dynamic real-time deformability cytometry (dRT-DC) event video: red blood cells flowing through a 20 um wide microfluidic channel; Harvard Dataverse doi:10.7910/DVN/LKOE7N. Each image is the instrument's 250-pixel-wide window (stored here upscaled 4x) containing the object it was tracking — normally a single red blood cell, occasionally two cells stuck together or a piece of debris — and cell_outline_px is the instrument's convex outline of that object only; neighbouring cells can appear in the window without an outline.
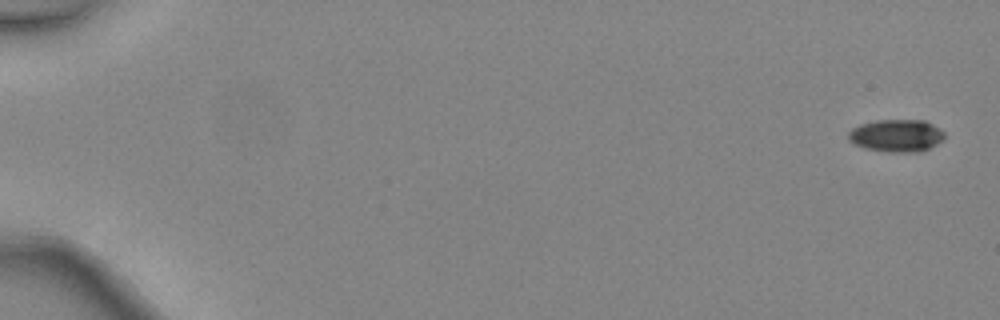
{"species": "common noctule bat (a hibernating species)", "species_latin": "Nyctalus noctula", "temperature_condition": "warm", "stored_images_in_passage": 5, "camera_frame_rate_fps": 3000, "um_per_image_px": 0.085, "animal": {"sex": "female", "body_mass_g": 24.6, "forearm_length_mm": 56.2}, "frame": {"image": 1, "passage_image": 1, "time_ms": 0.0, "image_size_px": [1000, 320], "cell_outline_px": [[944, 140], [920, 152], [888, 152], [864, 148], [848, 140], [848, 132], [852, 128], [860, 124], [876, 120], [924, 120], [940, 128], [944, 132]], "centroid_in_image_um": [76.2, 11.52], "position_along_channel_um": 8.8, "area_um2": 18.26}}
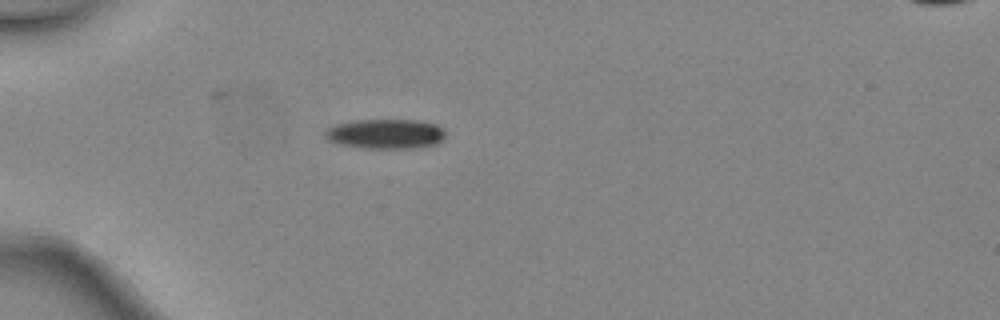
{"frame": {"image": 2, "passage_image": 4, "time_ms": 1.0, "image_size_px": [1000, 320], "cell_outline_px": [[444, 140], [436, 144], [416, 148], [364, 148], [340, 144], [328, 140], [324, 136], [324, 132], [328, 128], [336, 124], [356, 120], [420, 120], [436, 124], [444, 128]], "centroid_in_image_um": [32.8, 11.38], "position_along_channel_um": 52.2, "area_um2": 20.98}}